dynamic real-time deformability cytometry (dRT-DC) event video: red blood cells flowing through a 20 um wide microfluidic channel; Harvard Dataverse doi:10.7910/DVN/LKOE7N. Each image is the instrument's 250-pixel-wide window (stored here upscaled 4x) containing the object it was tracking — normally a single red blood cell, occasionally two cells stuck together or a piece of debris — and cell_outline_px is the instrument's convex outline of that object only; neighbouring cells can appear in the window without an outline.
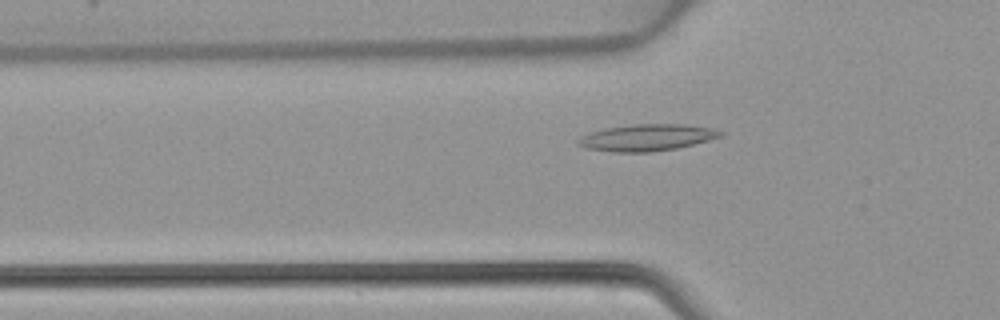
{"species": "common noctule bat (a hibernating species)", "species_latin": "Nyctalus noctula", "temperature_condition": "warm", "stored_images_in_passage": 47, "camera_frame_rate_fps": 3000, "um_per_image_px": 0.085, "animal": {"sex": "female", "body_mass_g": 22.7, "forearm_length_mm": 54.2}, "frame": {"image": 1, "passage_image": 16, "time_ms": 5.0, "image_size_px": [1000, 320], "cell_outline_px": [[724, 136], [676, 148], [652, 152], [612, 152], [584, 148], [576, 144], [576, 140], [580, 136], [588, 132], [604, 128], [632, 124], [684, 124], [712, 128], [724, 132]], "centroid_in_image_um": [54.92, 11.69], "position_along_channel_um": 70.9, "area_um2": 22.37}}
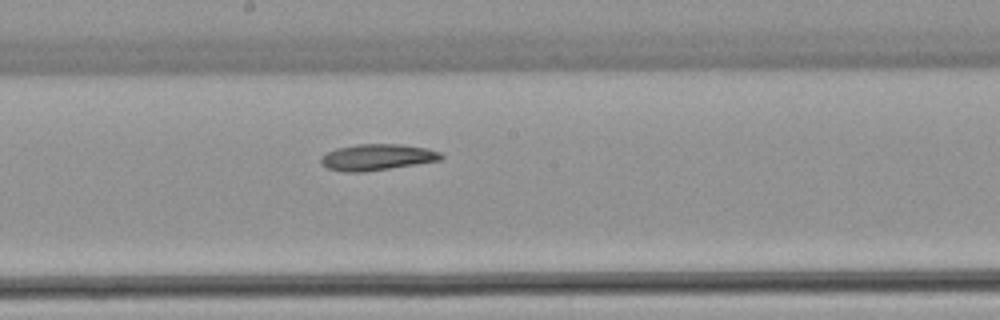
{"frame": {"image": 2, "passage_image": 26, "time_ms": 8.333, "image_size_px": [1000, 320], "cell_outline_px": [[444, 156], [440, 160], [416, 164], [364, 172], [344, 172], [328, 168], [320, 164], [320, 156], [336, 148], [356, 144], [400, 144], [428, 148], [440, 152]], "centroid_in_image_um": [32.03, 13.36], "position_along_channel_um": 216.2, "area_um2": 18.44}}
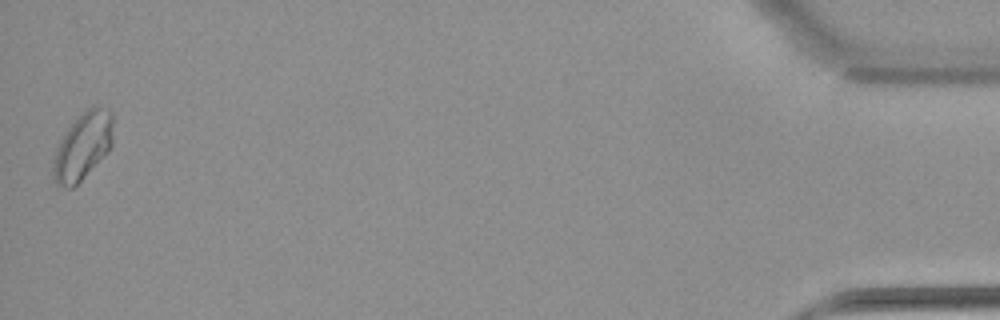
{"frame": {"image": 3, "passage_image": 47, "time_ms": 15.333, "image_size_px": [1000, 320], "cell_outline_px": [[112, 144], [108, 152], [72, 188], [64, 188], [56, 184], [52, 172], [52, 164], [56, 148], [60, 140], [68, 128], [88, 108], [96, 104], [112, 112]], "centroid_in_image_um": [7.03, 12.43], "position_along_channel_um": 428.2, "area_um2": 23.18}}